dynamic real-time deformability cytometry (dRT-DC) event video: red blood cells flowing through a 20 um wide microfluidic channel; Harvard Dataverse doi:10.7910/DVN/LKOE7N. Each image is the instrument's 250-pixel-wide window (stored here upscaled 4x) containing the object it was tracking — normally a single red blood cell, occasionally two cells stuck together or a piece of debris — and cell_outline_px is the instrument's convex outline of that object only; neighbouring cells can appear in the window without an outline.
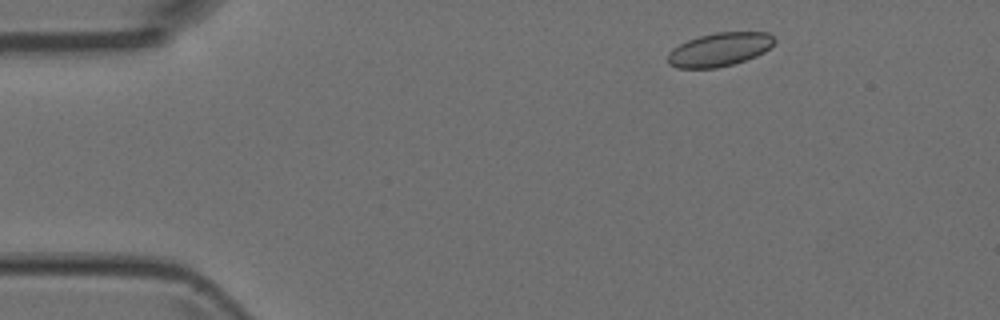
{"species": "Egyptian fruit bat (a non-hibernating species)", "species_latin": "Rousettus aegyptiacus", "temperature_condition": "room temperature", "stored_images_in_passage": 4, "camera_frame_rate_fps": 3000, "um_per_image_px": 0.085, "animal": {"sex": "female"}, "frame": {"image": 1, "passage_image": 1, "time_ms": 0.0, "image_size_px": [1000, 320], "cell_outline_px": [[776, 40], [764, 52], [756, 56], [732, 64], [716, 68], [676, 68], [668, 64], [668, 52], [672, 48], [688, 40], [700, 36], [716, 32], [768, 32]], "centroid_in_image_um": [61.13, 4.21], "position_along_channel_um": 23.9, "area_um2": 20.75}}
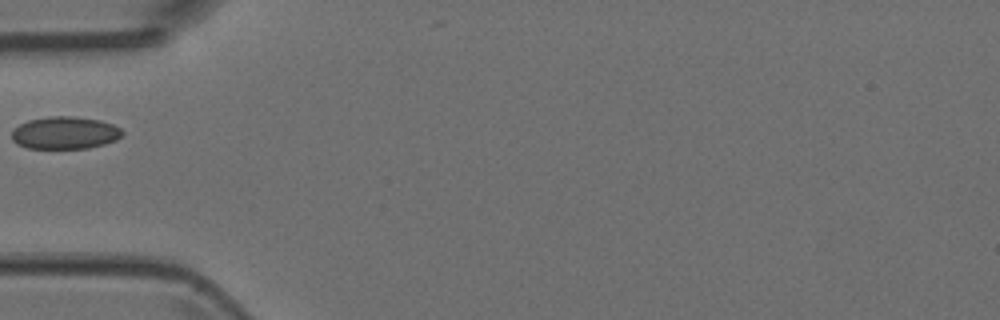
{"frame": {"image": 2, "passage_image": 4, "time_ms": 1.0, "image_size_px": [1000, 320], "cell_outline_px": [[124, 132], [116, 140], [104, 144], [88, 148], [28, 148], [16, 144], [12, 140], [12, 132], [20, 124], [28, 120], [48, 116], [72, 116], [100, 120], [112, 124], [120, 128]], "centroid_in_image_um": [5.51, 11.29], "position_along_channel_um": 79.5, "area_um2": 20.87}}